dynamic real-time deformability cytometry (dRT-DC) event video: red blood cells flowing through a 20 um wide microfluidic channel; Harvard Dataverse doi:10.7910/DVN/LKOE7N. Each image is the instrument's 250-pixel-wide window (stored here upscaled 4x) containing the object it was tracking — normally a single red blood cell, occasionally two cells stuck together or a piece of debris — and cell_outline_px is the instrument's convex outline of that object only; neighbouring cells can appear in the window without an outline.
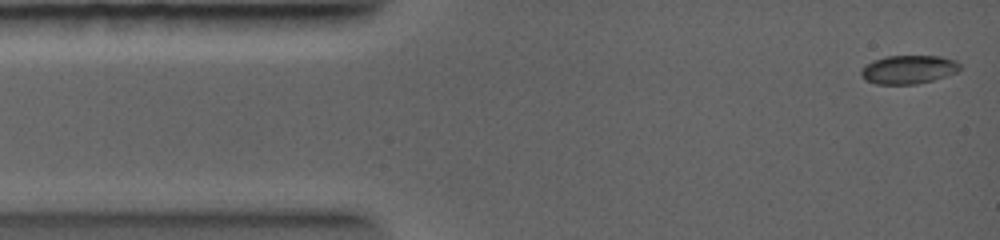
{"species": "common noctule bat (a hibernating species)", "species_latin": "Nyctalus noctula", "temperature_condition": "warm", "stored_images_in_passage": 7, "camera_frame_rate_fps": 5000, "um_per_image_px": 0.085, "animal": {"sex": "female", "body_mass_g": 19.0, "forearm_length_mm": 56.7}, "frame": {"image": 1, "passage_image": 1, "time_ms": 0.0, "image_size_px": [1000, 240], "cell_outline_px": [[960, 68], [956, 72], [932, 80], [916, 84], [876, 84], [864, 80], [860, 76], [860, 68], [864, 64], [872, 60], [888, 56], [940, 56], [956, 60], [960, 64]], "centroid_in_image_um": [77.15, 5.9], "position_along_channel_um": 7.9, "area_um2": 16.59}}
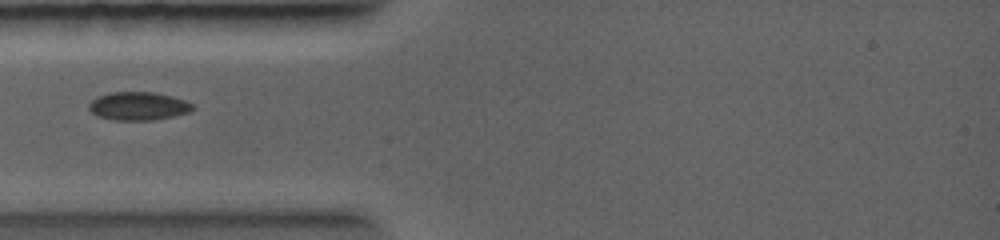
{"frame": {"image": 2, "passage_image": 5, "time_ms": 2.8, "image_size_px": [1000, 240], "cell_outline_px": [[196, 108], [192, 112], [152, 120], [116, 120], [96, 116], [88, 108], [88, 104], [92, 100], [100, 96], [112, 92], [152, 92], [184, 100], [192, 104]], "centroid_in_image_um": [11.76, 9.03], "position_along_channel_um": 73.2, "area_um2": 16.94}}
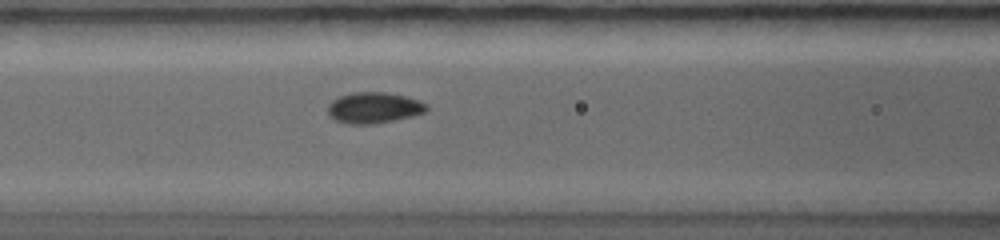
{"frame": {"image": 3, "passage_image": 7, "time_ms": 4.0, "image_size_px": [1000, 240], "cell_outline_px": [[428, 108], [424, 112], [412, 116], [376, 124], [348, 124], [336, 120], [328, 116], [328, 104], [332, 100], [340, 96], [352, 92], [384, 92], [404, 96], [428, 104]], "centroid_in_image_um": [31.74, 9.16], "position_along_channel_um": 134.9, "area_um2": 17.8}}